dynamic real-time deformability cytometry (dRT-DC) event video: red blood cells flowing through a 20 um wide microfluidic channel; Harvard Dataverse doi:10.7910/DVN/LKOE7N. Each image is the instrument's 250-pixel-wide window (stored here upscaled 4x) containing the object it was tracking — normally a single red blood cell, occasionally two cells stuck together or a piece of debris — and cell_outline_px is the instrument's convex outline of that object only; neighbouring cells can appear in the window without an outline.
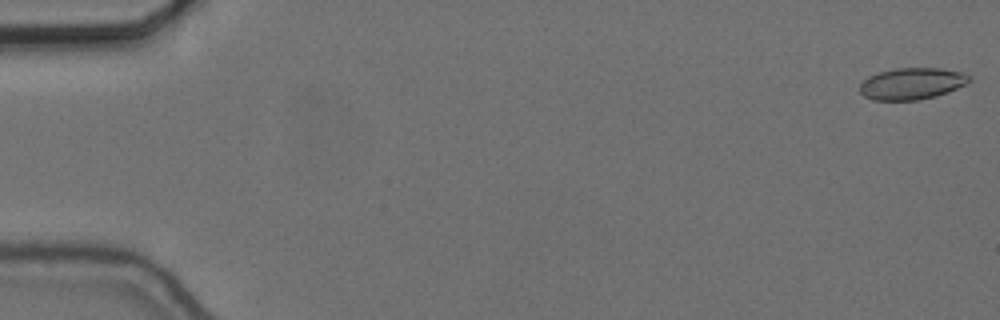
{"species": "common noctule bat (a hibernating species)", "species_latin": "Nyctalus noctula", "temperature_condition": "cold", "stored_images_in_passage": 56, "camera_frame_rate_fps": 3000, "um_per_image_px": 0.085, "animal": {"sex": "female", "body_mass_g": 24.6, "forearm_length_mm": 56.2}, "frame": {"image": 1, "passage_image": 1, "time_ms": 0.0, "image_size_px": [1000, 320], "cell_outline_px": [[972, 80], [968, 84], [948, 92], [936, 96], [916, 100], [872, 100], [864, 96], [860, 92], [860, 84], [868, 76], [880, 72], [896, 68], [940, 68], [964, 72], [972, 76]], "centroid_in_image_um": [77.56, 7.1], "position_along_channel_um": 7.4, "area_um2": 20.4}}
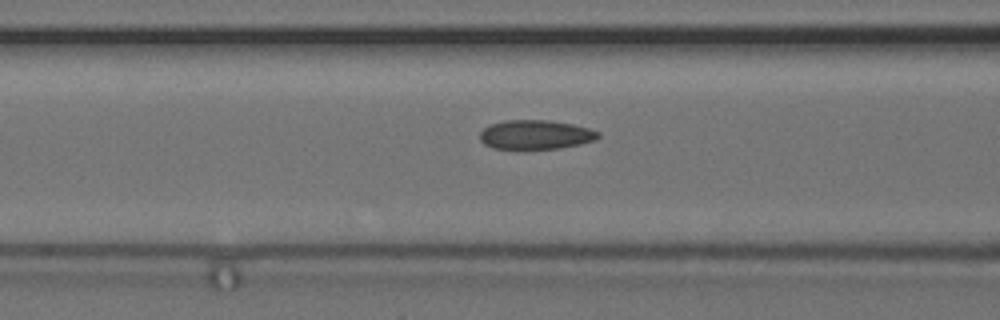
{"frame": {"image": 2, "passage_image": 23, "time_ms": 7.333, "image_size_px": [1000, 320], "cell_outline_px": [[600, 136], [596, 140], [580, 144], [560, 148], [492, 148], [484, 144], [480, 140], [480, 132], [484, 128], [492, 124], [504, 120], [548, 120], [572, 124], [588, 128], [600, 132]], "centroid_in_image_um": [45.54, 11.44], "position_along_channel_um": 121.1, "area_um2": 20.0}}
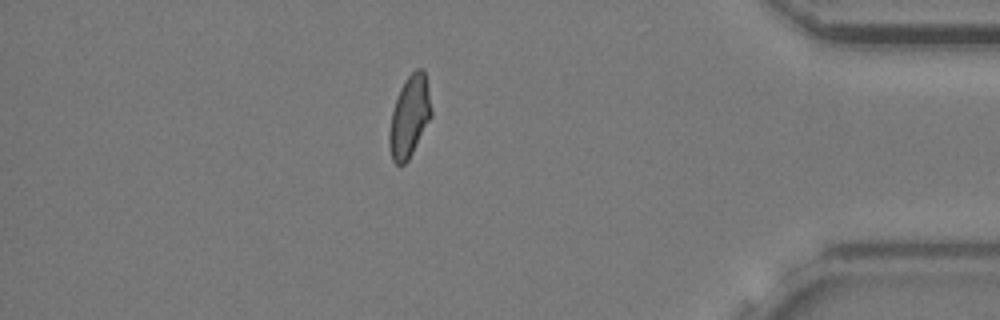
{"frame": {"image": 3, "passage_image": 49, "time_ms": 16.0, "image_size_px": [1000, 320], "cell_outline_px": [[432, 116], [408, 160], [400, 168], [392, 160], [388, 144], [388, 132], [392, 112], [400, 88], [408, 76], [416, 68], [420, 68], [424, 72], [428, 88], [432, 108]], "centroid_in_image_um": [34.79, 9.95], "position_along_channel_um": 400.4, "area_um2": 19.94}, "authors_computed_cell_mechanics": {"area_um2": 20.1144, "velocity_mm_per_s": 3.6571, "shape_relaxation_time_tau1_ms": 7.3605, "shape_relaxation_time_tau2_ms": 1.7991, "deformation_change_tau1": 0.1458, "deformation_change_tau2": 0.0621}}